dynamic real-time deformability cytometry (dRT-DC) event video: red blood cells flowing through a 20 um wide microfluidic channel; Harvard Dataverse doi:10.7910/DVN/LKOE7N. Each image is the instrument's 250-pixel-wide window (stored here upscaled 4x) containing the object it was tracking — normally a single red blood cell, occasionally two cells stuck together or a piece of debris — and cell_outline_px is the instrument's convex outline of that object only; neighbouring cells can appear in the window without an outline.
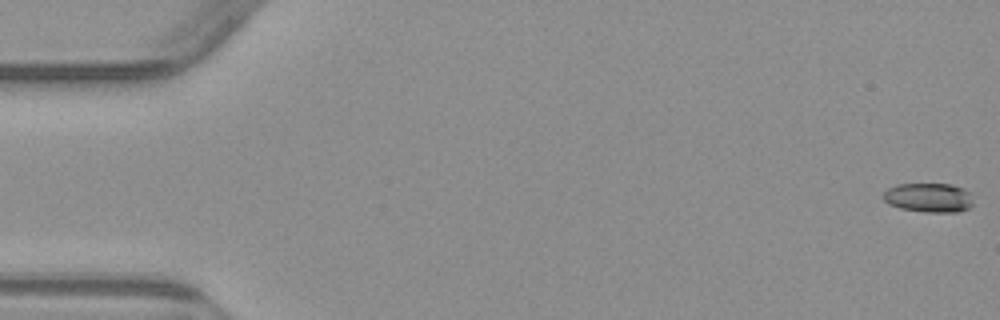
{"species": "common noctule bat (a hibernating species)", "species_latin": "Nyctalus noctula", "temperature_condition": "warm", "stored_images_in_passage": 4, "camera_frame_rate_fps": 3000, "um_per_image_px": 0.085, "animal": {"sex": "male", "body_mass_g": 23.1, "forearm_length_mm": 52.7}, "frame": {"image": 1, "passage_image": 1, "time_ms": 0.0, "image_size_px": [1000, 320], "cell_outline_px": [[972, 204], [968, 208], [956, 212], [924, 212], [900, 208], [888, 204], [880, 196], [888, 188], [900, 184], [952, 184], [964, 188], [968, 192]], "centroid_in_image_um": [78.89, 16.8], "position_along_channel_um": 6.1, "area_um2": 15.32}}
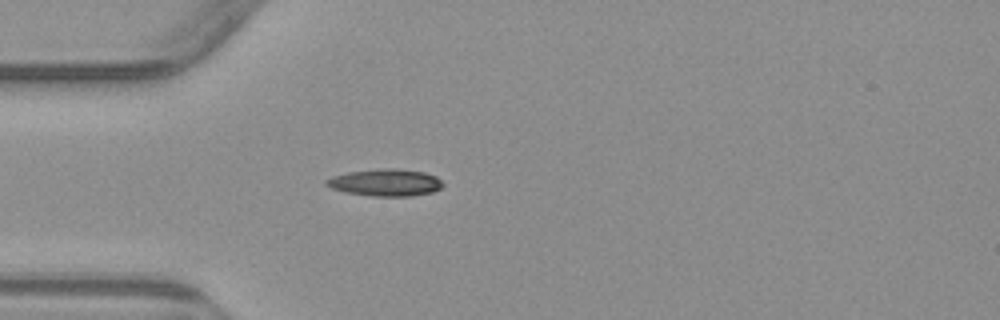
{"frame": {"image": 2, "passage_image": 4, "time_ms": 5.0, "image_size_px": [1000, 320], "cell_outline_px": [[444, 184], [440, 188], [432, 192], [412, 196], [372, 196], [344, 192], [332, 188], [324, 184], [324, 180], [332, 176], [348, 172], [384, 168], [396, 168], [424, 172], [436, 176]], "centroid_in_image_um": [32.74, 15.51], "position_along_channel_um": 52.3, "area_um2": 18.44}}